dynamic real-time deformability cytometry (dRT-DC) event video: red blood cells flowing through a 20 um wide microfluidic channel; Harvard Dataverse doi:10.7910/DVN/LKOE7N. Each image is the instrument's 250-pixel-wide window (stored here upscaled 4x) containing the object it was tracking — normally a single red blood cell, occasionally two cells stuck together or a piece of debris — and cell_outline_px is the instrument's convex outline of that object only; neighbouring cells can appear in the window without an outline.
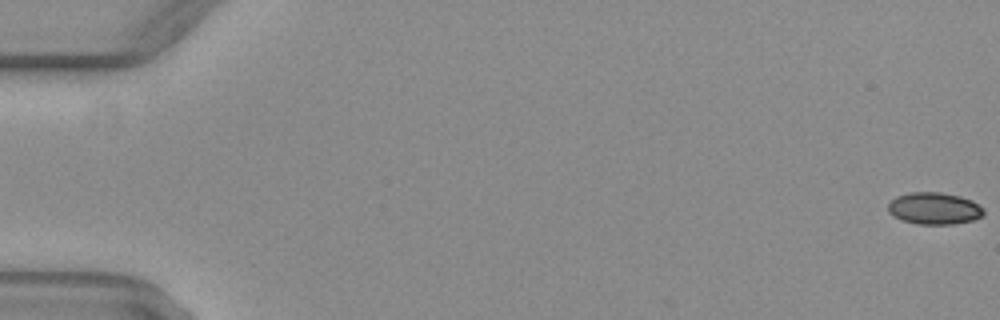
{"species": "common noctule bat (a hibernating species)", "species_latin": "Nyctalus noctula", "temperature_condition": "warm", "stored_images_in_passage": 21, "camera_frame_rate_fps": 3000, "um_per_image_px": 0.085, "animal": {"sex": "female", "body_mass_g": 29.2, "forearm_length_mm": 56.3}, "frame": {"image": 1, "passage_image": 1, "time_ms": 0.0, "image_size_px": [1000, 320], "cell_outline_px": [[984, 216], [972, 220], [952, 224], [916, 224], [904, 220], [888, 212], [888, 204], [896, 196], [908, 192], [940, 192], [960, 196], [972, 200], [984, 208]], "centroid_in_image_um": [79.44, 17.7], "position_along_channel_um": 5.6, "area_um2": 17.8}}
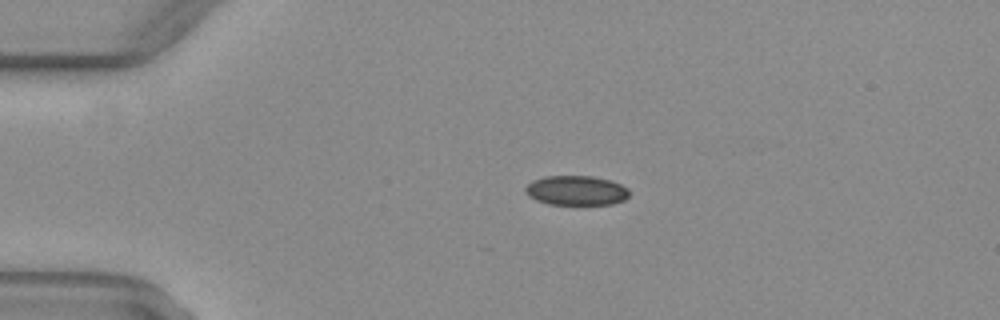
{"frame": {"image": 2, "passage_image": 13, "time_ms": 4.0, "image_size_px": [1000, 320], "cell_outline_px": [[628, 196], [624, 200], [612, 204], [548, 204], [536, 200], [528, 196], [524, 192], [524, 188], [532, 180], [544, 176], [592, 176], [608, 180], [620, 184], [628, 188]], "centroid_in_image_um": [48.94, 16.19], "position_along_channel_um": 36.1, "area_um2": 17.92}}
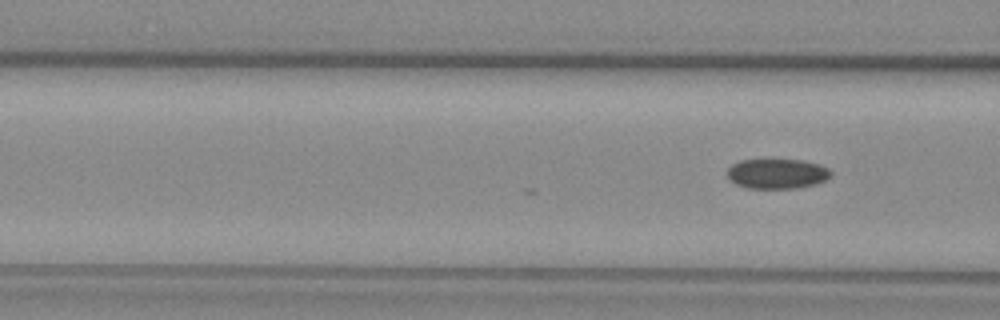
{"frame": {"image": 3, "passage_image": 21, "time_ms": 6.667, "image_size_px": [1000, 320], "cell_outline_px": [[832, 176], [816, 184], [796, 188], [748, 188], [736, 184], [728, 176], [728, 168], [732, 164], [740, 160], [800, 160], [820, 164], [828, 168], [832, 172]], "centroid_in_image_um": [66.08, 14.76], "position_along_channel_um": 100.5, "area_um2": 17.98}}